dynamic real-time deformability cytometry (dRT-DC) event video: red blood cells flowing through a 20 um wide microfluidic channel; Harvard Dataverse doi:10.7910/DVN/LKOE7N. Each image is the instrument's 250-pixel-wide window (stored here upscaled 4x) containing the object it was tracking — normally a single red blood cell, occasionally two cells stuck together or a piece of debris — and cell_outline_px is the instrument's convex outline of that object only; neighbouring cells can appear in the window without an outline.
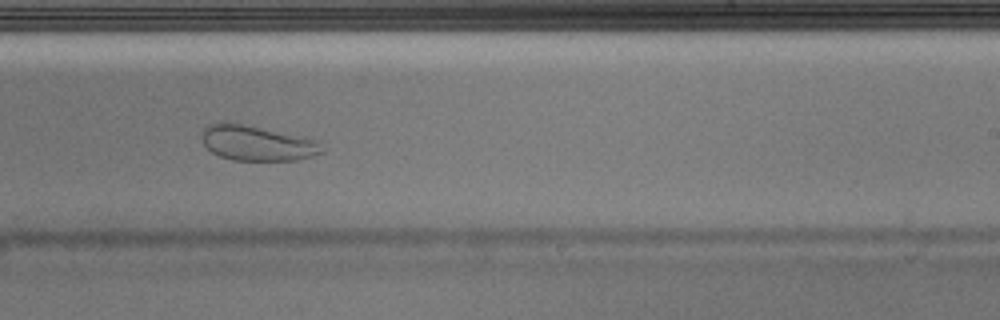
{"species": "Egyptian fruit bat (a non-hibernating species)", "species_latin": "Rousettus aegyptiacus", "temperature_condition": "warm", "stored_images_in_passage": 40, "camera_frame_rate_fps": 3000, "um_per_image_px": 0.085, "animal": {"sex": "male"}, "frame": {"image": 1, "passage_image": 23, "time_ms": 7.333, "image_size_px": [1000, 320], "cell_outline_px": [[324, 152], [312, 156], [296, 160], [232, 160], [220, 156], [212, 152], [204, 144], [204, 128], [208, 124], [224, 120], [316, 140]], "centroid_in_image_um": [21.81, 12.16], "position_along_channel_um": 267.2, "area_um2": 24.16}}